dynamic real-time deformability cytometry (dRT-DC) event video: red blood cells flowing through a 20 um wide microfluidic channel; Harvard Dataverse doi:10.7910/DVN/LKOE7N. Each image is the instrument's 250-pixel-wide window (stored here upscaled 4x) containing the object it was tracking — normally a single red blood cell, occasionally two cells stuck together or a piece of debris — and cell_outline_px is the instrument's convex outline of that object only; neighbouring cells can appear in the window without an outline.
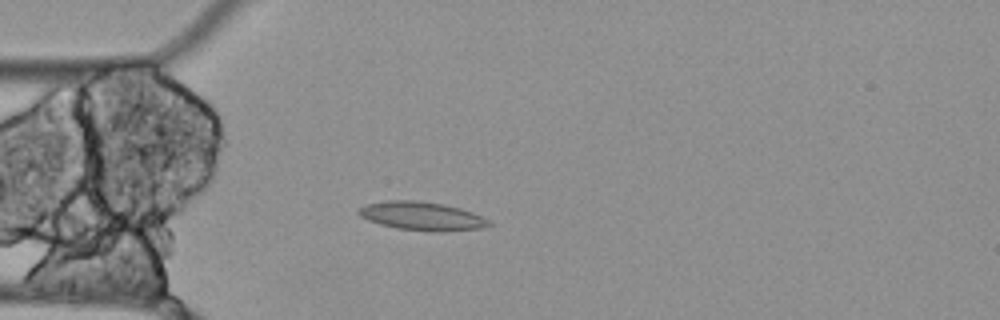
{"species": "Egyptian fruit bat (a non-hibernating species)", "species_latin": "Rousettus aegyptiacus", "temperature_condition": "cold", "stored_images_in_passage": 56, "camera_frame_rate_fps": 3000, "um_per_image_px": 0.085, "animal": {"sex": "female"}, "frame": {"image": 1, "passage_image": 15, "time_ms": 4.667, "image_size_px": [1000, 320], "cell_outline_px": [[492, 224], [480, 228], [440, 232], [432, 232], [396, 228], [380, 224], [368, 220], [360, 216], [356, 212], [364, 204], [388, 200], [412, 200], [444, 204], [460, 208], [472, 212], [488, 220]], "centroid_in_image_um": [35.82, 18.36], "position_along_channel_um": 49.2, "area_um2": 21.62}}
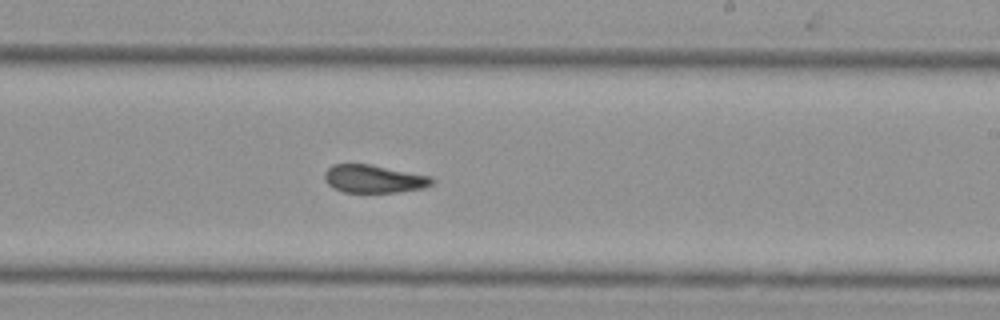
{"frame": {"image": 2, "passage_image": 33, "time_ms": 10.667, "image_size_px": [1000, 320], "cell_outline_px": [[436, 180], [432, 184], [424, 188], [396, 192], [344, 192], [332, 188], [324, 180], [324, 172], [332, 164], [368, 164], [432, 176]], "centroid_in_image_um": [31.77, 15.2], "position_along_channel_um": 257.2, "area_um2": 17.57}}
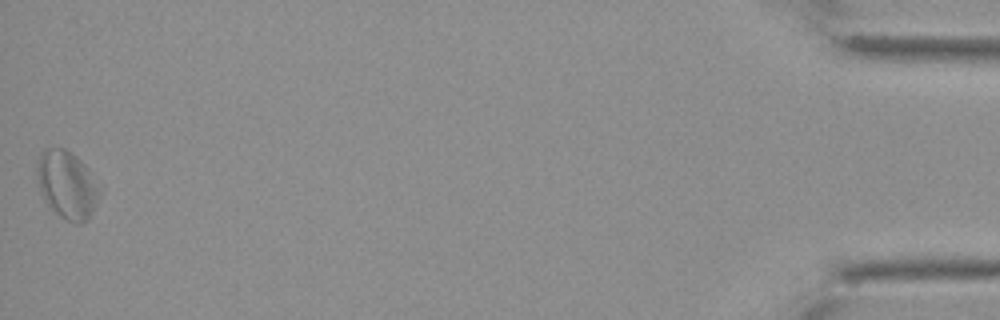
{"frame": {"image": 3, "passage_image": 56, "time_ms": 18.333, "image_size_px": [1000, 320], "cell_outline_px": [[96, 204], [88, 220], [80, 224], [76, 224], [60, 216], [44, 200], [40, 192], [36, 172], [36, 168], [40, 152], [44, 148], [64, 148], [72, 152], [88, 168], [96, 188]], "centroid_in_image_um": [5.63, 15.68], "position_along_channel_um": 429.6, "area_um2": 24.16}, "authors_computed_cell_mechanics": {"area_um2": 19.6231, "velocity_mm_per_s": 3.4697, "shape_relaxation_time_tau1_ms": null, "shape_relaxation_time_tau2_ms": 10.2997, "deformation_change_tau1": null, "deformation_change_tau2": 0.1577}}